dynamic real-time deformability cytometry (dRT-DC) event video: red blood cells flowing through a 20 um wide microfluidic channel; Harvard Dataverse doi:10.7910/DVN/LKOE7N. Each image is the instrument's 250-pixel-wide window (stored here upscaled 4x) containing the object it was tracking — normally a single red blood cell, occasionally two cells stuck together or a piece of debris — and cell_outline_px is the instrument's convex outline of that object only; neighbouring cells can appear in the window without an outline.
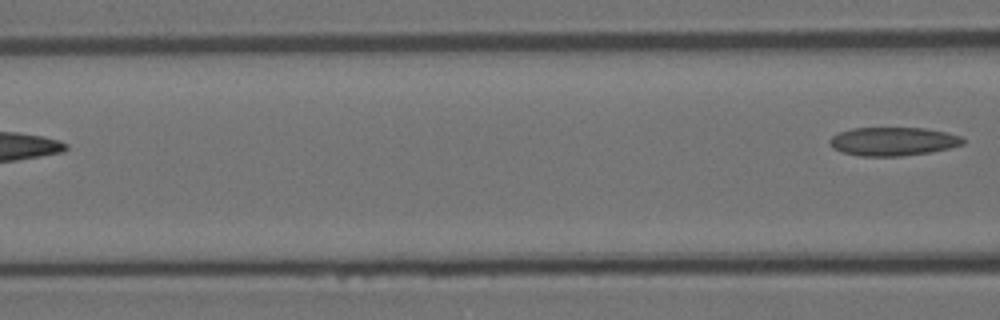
{"species": "Egyptian fruit bat (a non-hibernating species)", "species_latin": "Rousettus aegyptiacus", "temperature_condition": "room temperature", "stored_images_in_passage": 6, "camera_frame_rate_fps": 3000, "um_per_image_px": 0.085, "animal": {"sex": "female"}, "frame": {"image": 1, "passage_image": 6, "time_ms": 1.667, "image_size_px": [1000, 320], "cell_outline_px": [[964, 144], [948, 148], [928, 152], [900, 156], [860, 156], [840, 152], [832, 148], [828, 140], [832, 136], [840, 132], [852, 128], [924, 128], [948, 132], [960, 136], [964, 140]], "centroid_in_image_um": [75.88, 12.02], "position_along_channel_um": 90.7, "area_um2": 22.14}}